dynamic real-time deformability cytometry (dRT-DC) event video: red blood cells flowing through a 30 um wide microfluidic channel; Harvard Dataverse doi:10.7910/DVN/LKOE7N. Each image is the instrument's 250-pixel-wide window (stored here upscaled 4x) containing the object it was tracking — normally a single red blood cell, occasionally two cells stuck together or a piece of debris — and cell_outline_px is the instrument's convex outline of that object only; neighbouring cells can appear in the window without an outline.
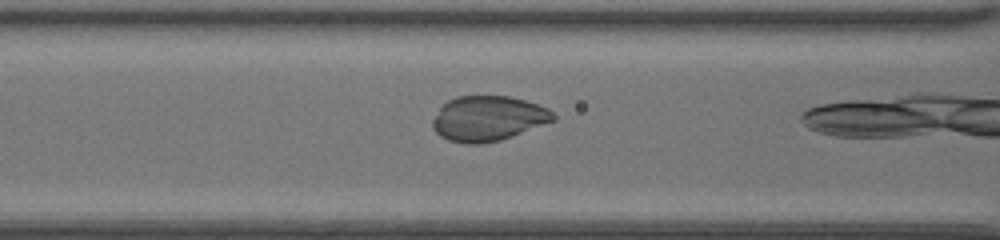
{"species": "common noctule bat (a hibernating species)", "species_latin": "Nyctalus noctula", "temperature_condition": "room temperature", "stored_images_in_passage": 7, "camera_frame_rate_fps": 3000, "um_per_image_px": 0.085, "animal": {"sex": "female", "body_mass_g": 20.0, "forearm_length_mm": 54.0}, "frame": {"image": 1, "passage_image": 6, "time_ms": 1.667, "image_size_px": [1000, 240], "cell_outline_px": [[556, 120], [512, 136], [500, 140], [480, 144], [468, 144], [448, 140], [440, 136], [432, 128], [432, 120], [440, 108], [448, 100], [456, 96], [508, 96], [524, 100], [548, 108], [556, 116]], "centroid_in_image_um": [41.48, 10.07], "position_along_channel_um": 125.1, "area_um2": 31.62}}